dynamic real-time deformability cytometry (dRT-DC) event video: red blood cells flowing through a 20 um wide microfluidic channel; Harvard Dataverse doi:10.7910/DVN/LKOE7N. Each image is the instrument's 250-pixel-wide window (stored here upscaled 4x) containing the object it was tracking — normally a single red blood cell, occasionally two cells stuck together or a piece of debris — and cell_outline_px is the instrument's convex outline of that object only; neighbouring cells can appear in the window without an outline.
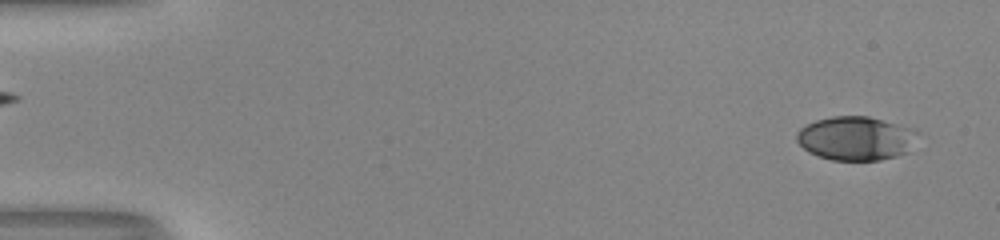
{"species": "human", "species_latin": "Homo sapiens", "temperature_condition": "room temperature", "stored_images_in_passage": 51, "camera_frame_rate_fps": 3000, "um_per_image_px": 0.085, "donor": {"sex": "male"}, "frame": {"image": 1, "passage_image": 2, "time_ms": 0.333, "image_size_px": [1000, 240], "cell_outline_px": [[916, 132], [908, 152], [896, 156], [880, 160], [832, 160], [808, 152], [796, 140], [796, 132], [804, 124], [816, 120], [832, 116], [868, 116], [916, 128]], "centroid_in_image_um": [72.71, 11.74], "position_along_channel_um": 12.3, "area_um2": 30.92}}
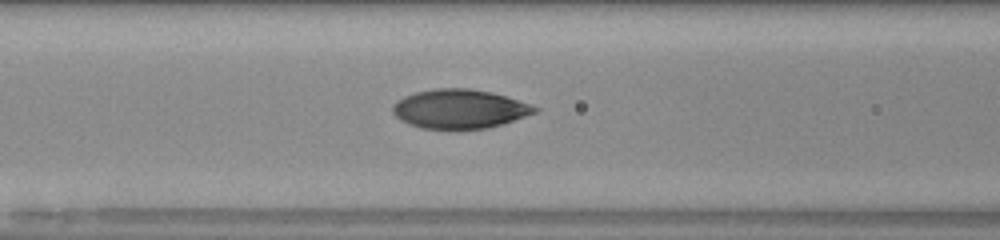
{"frame": {"image": 2, "passage_image": 22, "time_ms": 7.0, "image_size_px": [1000, 240], "cell_outline_px": [[540, 108], [536, 112], [504, 124], [488, 128], [420, 128], [408, 124], [400, 120], [392, 112], [392, 104], [396, 100], [404, 96], [416, 92], [436, 88], [468, 88], [492, 92], [532, 104]], "centroid_in_image_um": [39.06, 9.25], "position_along_channel_um": 127.5, "area_um2": 32.43}}
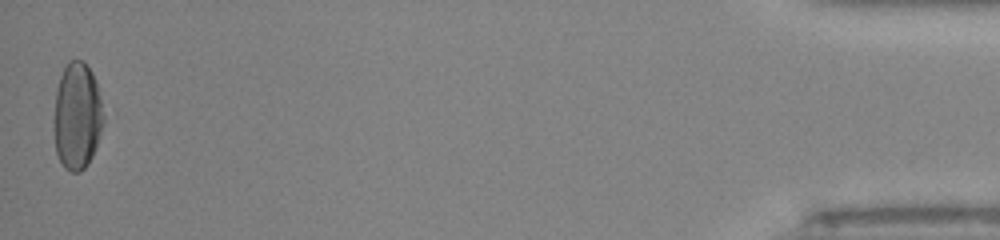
{"frame": {"image": 3, "passage_image": 51, "time_ms": 16.667, "image_size_px": [1000, 240], "cell_outline_px": [[104, 120], [92, 156], [88, 164], [80, 172], [72, 172], [64, 168], [56, 152], [56, 88], [60, 76], [68, 60], [80, 60], [92, 72], [96, 84], [104, 116]], "centroid_in_image_um": [6.57, 9.87], "position_along_channel_um": 428.6, "area_um2": 30.06}, "authors_computed_cell_mechanics": {"area_um2": 31.9056, "velocity_mm_per_s": 4.0763, "shape_relaxation_time_tau1_ms": 5.6849, "shape_relaxation_time_tau2_ms": 0.8402, "deformation_change_tau1": 0.214, "deformation_change_tau2": 0.0454}}